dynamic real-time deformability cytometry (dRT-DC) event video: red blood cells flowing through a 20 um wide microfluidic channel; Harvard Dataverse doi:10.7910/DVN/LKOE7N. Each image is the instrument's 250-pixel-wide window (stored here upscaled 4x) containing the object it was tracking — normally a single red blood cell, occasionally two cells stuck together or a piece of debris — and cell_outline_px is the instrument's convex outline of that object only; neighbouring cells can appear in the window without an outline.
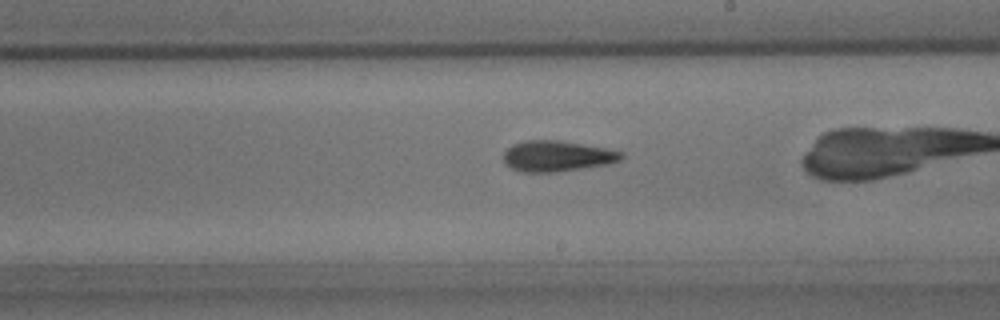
{"species": "common noctule bat (a hibernating species)", "species_latin": "Nyctalus noctula", "temperature_condition": "room temperature", "stored_images_in_passage": 27, "camera_frame_rate_fps": 3000, "um_per_image_px": 0.085, "animal": {"sex": "male", "body_mass_g": 15.6}, "frame": {"image": 1, "passage_image": 16, "time_ms": 5.0, "image_size_px": [1000, 320], "cell_outline_px": [[624, 156], [620, 160], [608, 164], [556, 172], [520, 172], [504, 164], [504, 152], [512, 144], [524, 140], [560, 140], [604, 148], [624, 152]], "centroid_in_image_um": [47.33, 13.27], "position_along_channel_um": 241.7, "area_um2": 21.15}}